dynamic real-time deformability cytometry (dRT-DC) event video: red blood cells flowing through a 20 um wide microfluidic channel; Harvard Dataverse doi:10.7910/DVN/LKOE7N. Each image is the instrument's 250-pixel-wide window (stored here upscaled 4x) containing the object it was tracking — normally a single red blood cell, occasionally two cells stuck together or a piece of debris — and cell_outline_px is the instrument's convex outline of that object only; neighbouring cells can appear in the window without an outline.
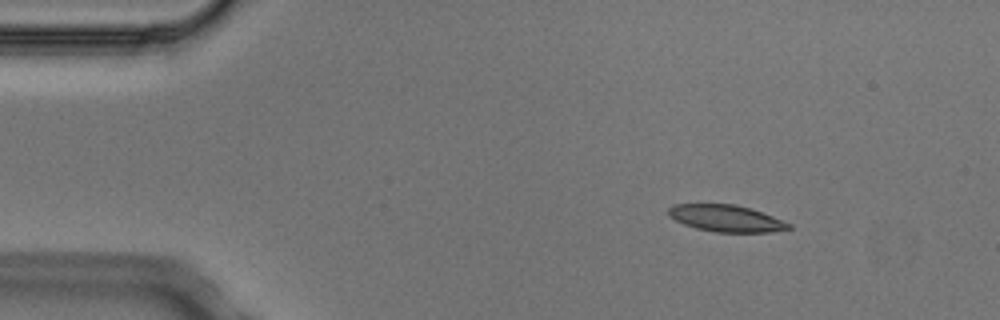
{"species": "Egyptian fruit bat (a non-hibernating species)", "species_latin": "Rousettus aegyptiacus", "temperature_condition": "cold", "stored_images_in_passage": 4, "camera_frame_rate_fps": 3000, "um_per_image_px": 0.085, "animal": {"sex": "male"}, "frame": {"image": 1, "passage_image": 1, "time_ms": 0.0, "image_size_px": [1000, 320], "cell_outline_px": [[792, 228], [768, 232], [716, 232], [696, 228], [684, 224], [668, 216], [668, 208], [672, 204], [736, 204], [772, 216], [792, 224]], "centroid_in_image_um": [61.69, 18.55], "position_along_channel_um": 23.3, "area_um2": 18.61}}